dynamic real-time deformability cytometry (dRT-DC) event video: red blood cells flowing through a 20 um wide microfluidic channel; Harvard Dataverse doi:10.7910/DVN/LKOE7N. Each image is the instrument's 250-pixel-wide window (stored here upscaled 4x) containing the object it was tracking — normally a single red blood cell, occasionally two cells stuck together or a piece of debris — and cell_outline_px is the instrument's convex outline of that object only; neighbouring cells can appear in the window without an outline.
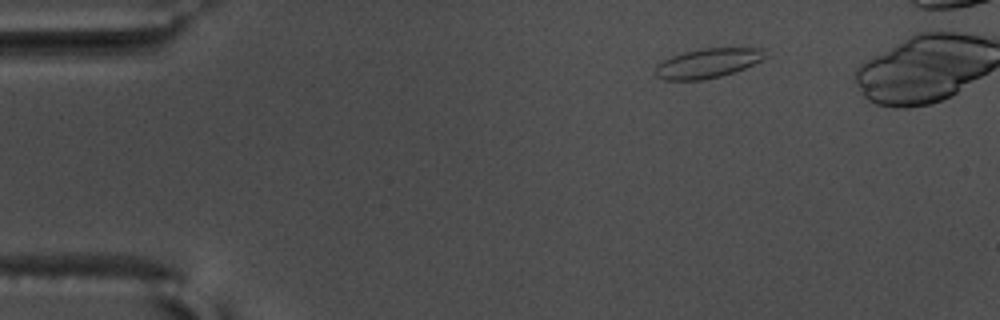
{"species": "common noctule bat (a hibernating species)", "species_latin": "Nyctalus noctula", "temperature_condition": "warm", "stored_images_in_passage": 42, "camera_frame_rate_fps": 3000, "um_per_image_px": 0.085, "animal": {"sex": "male", "body_mass_g": 17.5, "forearm_length_mm": 52.3}, "frame": {"image": 1, "passage_image": 1, "time_ms": 0.0, "image_size_px": [1000, 320], "cell_outline_px": [[768, 56], [744, 68], [720, 76], [700, 80], [664, 80], [656, 76], [656, 64], [672, 56], [684, 52], [704, 48], [764, 48]], "centroid_in_image_um": [60.15, 5.36], "position_along_channel_um": 24.8, "area_um2": 18.67}}
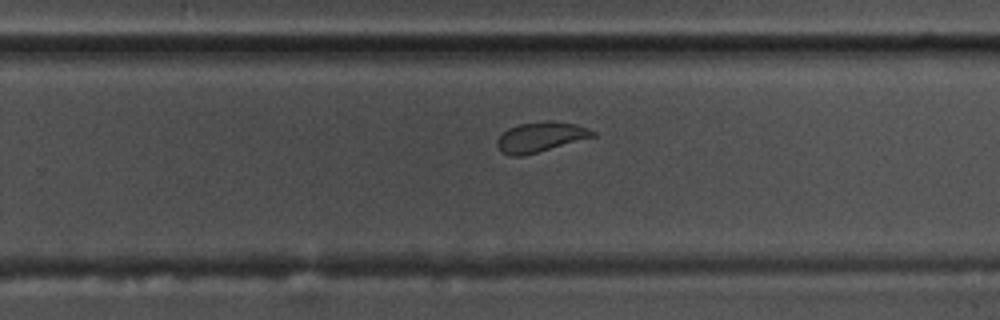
{"frame": {"image": 2, "passage_image": 29, "time_ms": 9.333, "image_size_px": [1000, 320], "cell_outline_px": [[596, 136], [524, 156], [508, 156], [496, 144], [496, 140], [508, 128], [520, 124], [544, 120], [548, 120], [576, 124], [588, 128], [596, 132]], "centroid_in_image_um": [45.96, 11.64], "position_along_channel_um": 283.8, "area_um2": 16.7}}
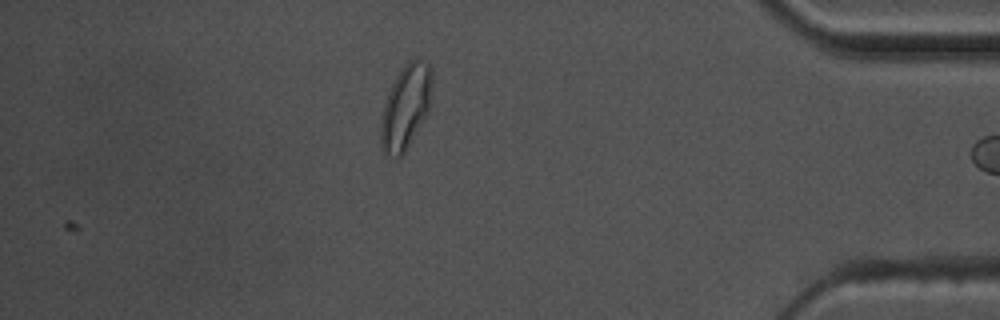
{"frame": {"image": 3, "passage_image": 42, "time_ms": 13.667, "image_size_px": [1000, 320], "cell_outline_px": [[432, 88], [428, 112], [424, 120], [404, 152], [396, 160], [384, 156], [380, 148], [380, 124], [384, 104], [388, 92], [400, 68], [408, 60], [416, 56], [432, 64]], "centroid_in_image_um": [34.48, 9.08], "position_along_channel_um": 400.7, "area_um2": 25.95}, "authors_computed_cell_mechanics": {"area_um2": 16.9354, "velocity_mm_per_s": 3.5869, "shape_relaxation_time_tau1_ms": 4.3189, "shape_relaxation_time_tau2_ms": 1.1092, "deformation_change_tau1": 0.1312, "deformation_change_tau2": 0.0615}}